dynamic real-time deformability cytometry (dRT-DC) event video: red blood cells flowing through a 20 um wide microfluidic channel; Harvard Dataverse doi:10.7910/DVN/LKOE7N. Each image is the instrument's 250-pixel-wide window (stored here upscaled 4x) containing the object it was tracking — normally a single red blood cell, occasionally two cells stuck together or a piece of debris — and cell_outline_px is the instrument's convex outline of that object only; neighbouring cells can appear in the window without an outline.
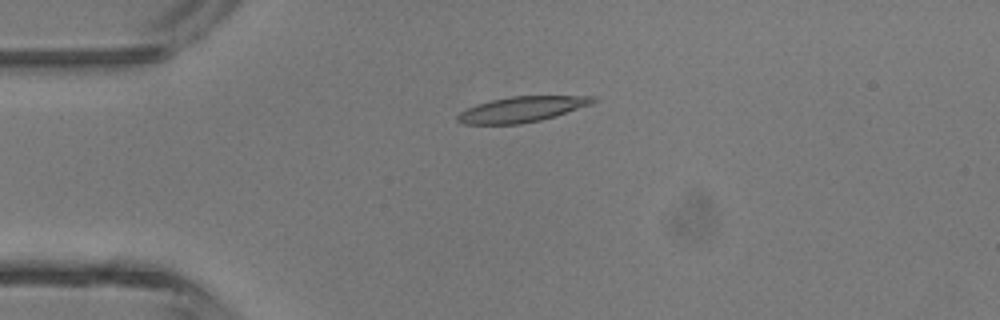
{"species": "common noctule bat (a hibernating species)", "species_latin": "Nyctalus noctula", "temperature_condition": "room temperature", "stored_images_in_passage": 4, "camera_frame_rate_fps": 3000, "um_per_image_px": 0.085, "animal": {"sex": "male", "body_mass_g": 13.3}, "frame": {"image": 1, "passage_image": 3, "time_ms": 2.333, "image_size_px": [1000, 320], "cell_outline_px": [[596, 100], [592, 104], [556, 116], [540, 120], [520, 124], [464, 124], [456, 120], [456, 116], [460, 112], [476, 104], [492, 100], [512, 96], [596, 96]], "centroid_in_image_um": [44.36, 9.29], "position_along_channel_um": 40.6, "area_um2": 20.06}}
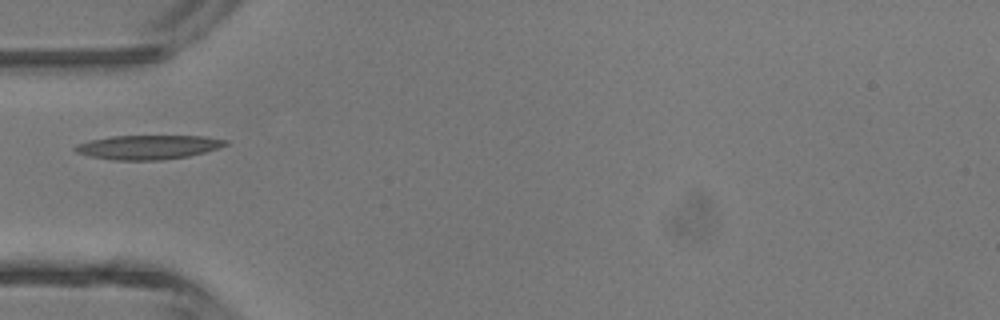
{"frame": {"image": 2, "passage_image": 4, "time_ms": 3.667, "image_size_px": [1000, 320], "cell_outline_px": [[228, 144], [220, 148], [188, 156], [160, 160], [112, 160], [88, 156], [76, 152], [72, 148], [76, 144], [92, 140], [112, 136], [204, 136], [228, 140]], "centroid_in_image_um": [12.59, 12.51], "position_along_channel_um": 72.4, "area_um2": 21.21}}